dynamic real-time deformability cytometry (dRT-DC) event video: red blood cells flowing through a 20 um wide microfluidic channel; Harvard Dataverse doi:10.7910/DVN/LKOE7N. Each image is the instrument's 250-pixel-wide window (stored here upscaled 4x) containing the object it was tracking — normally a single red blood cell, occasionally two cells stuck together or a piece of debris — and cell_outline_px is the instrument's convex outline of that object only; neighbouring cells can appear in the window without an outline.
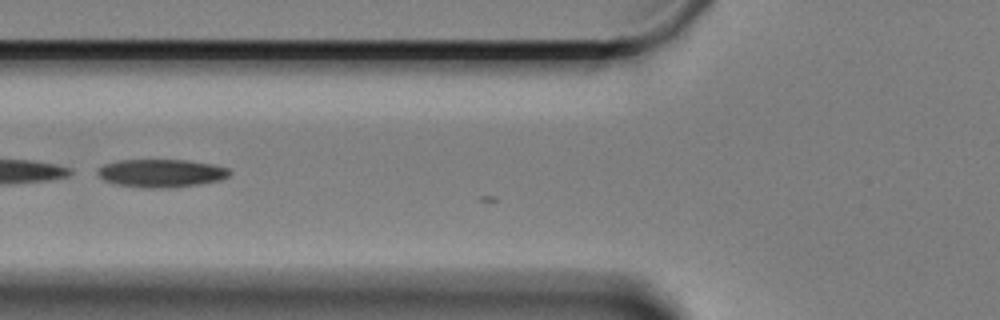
{"species": "Egyptian fruit bat (a non-hibernating species)", "species_latin": "Rousettus aegyptiacus", "temperature_condition": "cold", "stored_images_in_passage": 11, "camera_frame_rate_fps": 3000, "um_per_image_px": 0.085, "animal": {"sex": "female"}, "frame": {"image": 1, "passage_image": 4, "time_ms": 1.0, "image_size_px": [1000, 320], "cell_outline_px": [[232, 172], [228, 176], [220, 180], [200, 184], [168, 188], [140, 188], [116, 184], [104, 180], [96, 172], [96, 168], [104, 164], [120, 160], [188, 160], [212, 164], [228, 168]], "centroid_in_image_um": [13.69, 14.72], "position_along_channel_um": 112.1, "area_um2": 21.73}}